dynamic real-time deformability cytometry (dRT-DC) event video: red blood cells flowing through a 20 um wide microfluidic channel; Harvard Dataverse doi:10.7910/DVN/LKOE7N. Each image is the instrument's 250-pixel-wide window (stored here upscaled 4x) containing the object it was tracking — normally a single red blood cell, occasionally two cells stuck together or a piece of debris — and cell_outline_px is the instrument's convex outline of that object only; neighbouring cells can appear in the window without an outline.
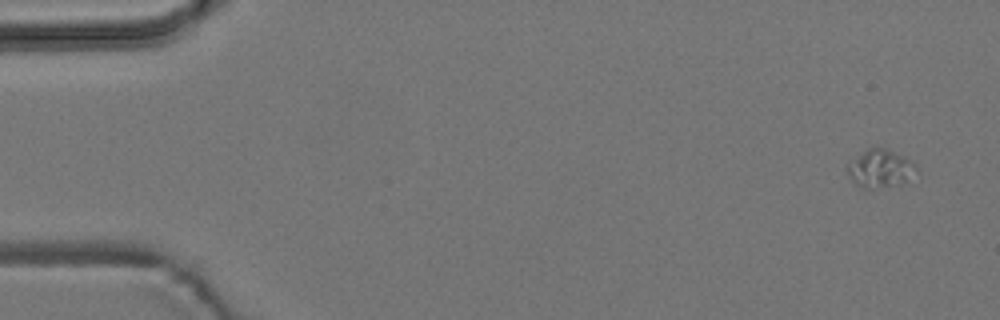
{"species": "common noctule bat (a hibernating species)", "species_latin": "Nyctalus noctula", "temperature_condition": "room temperature", "stored_images_in_passage": 4, "camera_frame_rate_fps": 3000, "um_per_image_px": 0.085, "animal": {"sex": "male", "body_mass_g": 19.2, "forearm_length_mm": 51.8}, "frame": {"image": 1, "passage_image": 1, "time_ms": 0.0, "image_size_px": [1000, 320], "cell_outline_px": [[916, 168], [900, 184], [872, 188], [860, 188], [848, 176], [848, 164], [868, 148], [876, 144], [904, 156], [916, 164]], "centroid_in_image_um": [74.77, 14.29], "position_along_channel_um": 10.2, "area_um2": 14.85}}